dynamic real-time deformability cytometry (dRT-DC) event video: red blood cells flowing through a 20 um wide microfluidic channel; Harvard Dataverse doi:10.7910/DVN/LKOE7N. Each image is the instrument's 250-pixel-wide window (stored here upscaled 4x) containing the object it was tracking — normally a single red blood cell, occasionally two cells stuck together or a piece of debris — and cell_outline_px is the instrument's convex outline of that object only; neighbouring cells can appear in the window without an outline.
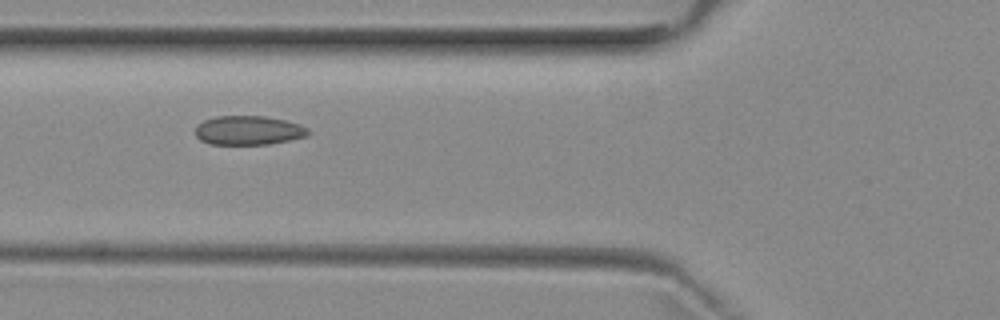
{"species": "common noctule bat (a hibernating species)", "species_latin": "Nyctalus noctula", "temperature_condition": "room temperature", "stored_images_in_passage": 7, "camera_frame_rate_fps": 3000, "um_per_image_px": 0.085, "animal": {"sex": "female", "body_mass_g": 29.2, "forearm_length_mm": 56.3}, "frame": {"image": 1, "passage_image": 6, "time_ms": 5.667, "image_size_px": [1000, 320], "cell_outline_px": [[308, 136], [268, 144], [208, 144], [200, 140], [196, 136], [196, 128], [204, 120], [216, 116], [264, 116], [284, 120], [300, 124], [308, 128]], "centroid_in_image_um": [21.12, 11.08], "position_along_channel_um": 104.7, "area_um2": 19.02}}
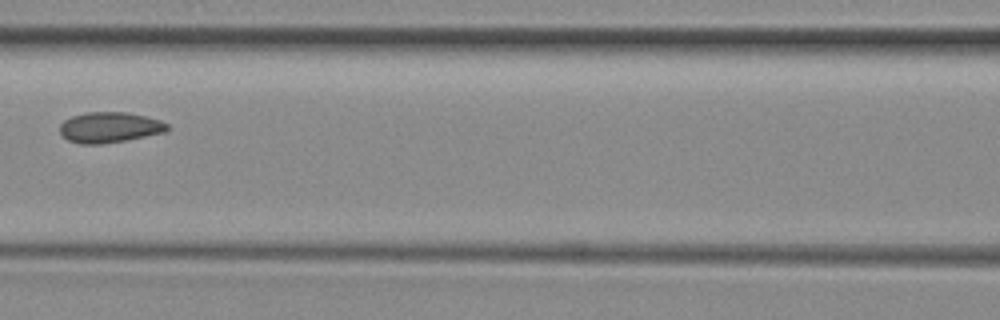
{"frame": {"image": 2, "passage_image": 7, "time_ms": 7.0, "image_size_px": [1000, 320], "cell_outline_px": [[168, 128], [164, 132], [124, 140], [100, 144], [80, 144], [68, 140], [60, 132], [60, 124], [64, 120], [72, 116], [84, 112], [128, 112], [160, 120], [168, 124]], "centroid_in_image_um": [9.28, 10.81], "position_along_channel_um": 157.3, "area_um2": 18.96}}